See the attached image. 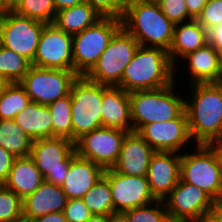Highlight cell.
Returning <instances> with one entry per match:
<instances>
[{"mask_svg": "<svg viewBox=\"0 0 222 222\" xmlns=\"http://www.w3.org/2000/svg\"><path fill=\"white\" fill-rule=\"evenodd\" d=\"M191 100L185 99V111L193 143L207 144L222 138V83L190 85Z\"/></svg>", "mask_w": 222, "mask_h": 222, "instance_id": "cell-1", "label": "cell"}, {"mask_svg": "<svg viewBox=\"0 0 222 222\" xmlns=\"http://www.w3.org/2000/svg\"><path fill=\"white\" fill-rule=\"evenodd\" d=\"M121 22L140 46L169 51L175 24L162 13L158 3L127 0Z\"/></svg>", "mask_w": 222, "mask_h": 222, "instance_id": "cell-2", "label": "cell"}, {"mask_svg": "<svg viewBox=\"0 0 222 222\" xmlns=\"http://www.w3.org/2000/svg\"><path fill=\"white\" fill-rule=\"evenodd\" d=\"M175 70L168 51L139 46L117 86L128 93L160 89L176 80Z\"/></svg>", "mask_w": 222, "mask_h": 222, "instance_id": "cell-3", "label": "cell"}, {"mask_svg": "<svg viewBox=\"0 0 222 222\" xmlns=\"http://www.w3.org/2000/svg\"><path fill=\"white\" fill-rule=\"evenodd\" d=\"M175 83L160 89L129 93L132 132L146 124L178 118L185 111V98L177 95Z\"/></svg>", "mask_w": 222, "mask_h": 222, "instance_id": "cell-4", "label": "cell"}, {"mask_svg": "<svg viewBox=\"0 0 222 222\" xmlns=\"http://www.w3.org/2000/svg\"><path fill=\"white\" fill-rule=\"evenodd\" d=\"M72 110V141L102 127V84L78 75L70 90Z\"/></svg>", "mask_w": 222, "mask_h": 222, "instance_id": "cell-5", "label": "cell"}, {"mask_svg": "<svg viewBox=\"0 0 222 222\" xmlns=\"http://www.w3.org/2000/svg\"><path fill=\"white\" fill-rule=\"evenodd\" d=\"M121 28V19L102 17L94 25L73 35V71L77 75H86Z\"/></svg>", "mask_w": 222, "mask_h": 222, "instance_id": "cell-6", "label": "cell"}, {"mask_svg": "<svg viewBox=\"0 0 222 222\" xmlns=\"http://www.w3.org/2000/svg\"><path fill=\"white\" fill-rule=\"evenodd\" d=\"M139 46L138 41L121 28L85 76L99 84L117 86Z\"/></svg>", "mask_w": 222, "mask_h": 222, "instance_id": "cell-7", "label": "cell"}, {"mask_svg": "<svg viewBox=\"0 0 222 222\" xmlns=\"http://www.w3.org/2000/svg\"><path fill=\"white\" fill-rule=\"evenodd\" d=\"M195 152L181 154L180 180L206 192L213 200L222 197V172L215 155L205 144H196Z\"/></svg>", "mask_w": 222, "mask_h": 222, "instance_id": "cell-8", "label": "cell"}, {"mask_svg": "<svg viewBox=\"0 0 222 222\" xmlns=\"http://www.w3.org/2000/svg\"><path fill=\"white\" fill-rule=\"evenodd\" d=\"M76 155L75 143L62 137L33 140L30 157L43 175L44 181L62 186Z\"/></svg>", "mask_w": 222, "mask_h": 222, "instance_id": "cell-9", "label": "cell"}, {"mask_svg": "<svg viewBox=\"0 0 222 222\" xmlns=\"http://www.w3.org/2000/svg\"><path fill=\"white\" fill-rule=\"evenodd\" d=\"M46 23L17 14L11 8L0 10L1 44L33 63Z\"/></svg>", "mask_w": 222, "mask_h": 222, "instance_id": "cell-10", "label": "cell"}, {"mask_svg": "<svg viewBox=\"0 0 222 222\" xmlns=\"http://www.w3.org/2000/svg\"><path fill=\"white\" fill-rule=\"evenodd\" d=\"M78 75L74 71L31 66L19 82L32 102L49 105L70 94Z\"/></svg>", "mask_w": 222, "mask_h": 222, "instance_id": "cell-11", "label": "cell"}, {"mask_svg": "<svg viewBox=\"0 0 222 222\" xmlns=\"http://www.w3.org/2000/svg\"><path fill=\"white\" fill-rule=\"evenodd\" d=\"M163 201L171 222H207L213 199L200 188L179 180Z\"/></svg>", "mask_w": 222, "mask_h": 222, "instance_id": "cell-12", "label": "cell"}, {"mask_svg": "<svg viewBox=\"0 0 222 222\" xmlns=\"http://www.w3.org/2000/svg\"><path fill=\"white\" fill-rule=\"evenodd\" d=\"M127 133L109 127L94 129L75 142L76 154L104 170L111 169L119 159L121 144Z\"/></svg>", "mask_w": 222, "mask_h": 222, "instance_id": "cell-13", "label": "cell"}, {"mask_svg": "<svg viewBox=\"0 0 222 222\" xmlns=\"http://www.w3.org/2000/svg\"><path fill=\"white\" fill-rule=\"evenodd\" d=\"M103 176L111 189L115 213L149 205L156 201L151 193L146 176H129L106 169Z\"/></svg>", "mask_w": 222, "mask_h": 222, "instance_id": "cell-14", "label": "cell"}, {"mask_svg": "<svg viewBox=\"0 0 222 222\" xmlns=\"http://www.w3.org/2000/svg\"><path fill=\"white\" fill-rule=\"evenodd\" d=\"M73 36L53 23L42 30L33 66L73 71Z\"/></svg>", "mask_w": 222, "mask_h": 222, "instance_id": "cell-15", "label": "cell"}, {"mask_svg": "<svg viewBox=\"0 0 222 222\" xmlns=\"http://www.w3.org/2000/svg\"><path fill=\"white\" fill-rule=\"evenodd\" d=\"M137 133L156 151V152H178L188 148L191 135L188 127L186 111L178 118L166 122H153L143 125ZM189 141V142H188ZM185 147V148H183Z\"/></svg>", "mask_w": 222, "mask_h": 222, "instance_id": "cell-16", "label": "cell"}, {"mask_svg": "<svg viewBox=\"0 0 222 222\" xmlns=\"http://www.w3.org/2000/svg\"><path fill=\"white\" fill-rule=\"evenodd\" d=\"M180 163L178 152H155L152 155L146 177L156 200L163 201L179 182Z\"/></svg>", "mask_w": 222, "mask_h": 222, "instance_id": "cell-17", "label": "cell"}, {"mask_svg": "<svg viewBox=\"0 0 222 222\" xmlns=\"http://www.w3.org/2000/svg\"><path fill=\"white\" fill-rule=\"evenodd\" d=\"M155 152L137 132L127 133L113 169L129 176H147L150 159Z\"/></svg>", "mask_w": 222, "mask_h": 222, "instance_id": "cell-18", "label": "cell"}, {"mask_svg": "<svg viewBox=\"0 0 222 222\" xmlns=\"http://www.w3.org/2000/svg\"><path fill=\"white\" fill-rule=\"evenodd\" d=\"M102 127L132 132L129 93L118 86L102 84Z\"/></svg>", "mask_w": 222, "mask_h": 222, "instance_id": "cell-19", "label": "cell"}, {"mask_svg": "<svg viewBox=\"0 0 222 222\" xmlns=\"http://www.w3.org/2000/svg\"><path fill=\"white\" fill-rule=\"evenodd\" d=\"M67 200L61 186L44 181L22 200V218L28 222L48 213L61 212Z\"/></svg>", "mask_w": 222, "mask_h": 222, "instance_id": "cell-20", "label": "cell"}, {"mask_svg": "<svg viewBox=\"0 0 222 222\" xmlns=\"http://www.w3.org/2000/svg\"><path fill=\"white\" fill-rule=\"evenodd\" d=\"M104 171L101 166L76 154L70 161L68 175L61 186L67 199H82L103 177Z\"/></svg>", "mask_w": 222, "mask_h": 222, "instance_id": "cell-21", "label": "cell"}, {"mask_svg": "<svg viewBox=\"0 0 222 222\" xmlns=\"http://www.w3.org/2000/svg\"><path fill=\"white\" fill-rule=\"evenodd\" d=\"M207 43L208 31L197 19L175 24L173 40L168 51L172 64L178 68L180 59Z\"/></svg>", "mask_w": 222, "mask_h": 222, "instance_id": "cell-22", "label": "cell"}, {"mask_svg": "<svg viewBox=\"0 0 222 222\" xmlns=\"http://www.w3.org/2000/svg\"><path fill=\"white\" fill-rule=\"evenodd\" d=\"M187 62L190 84L216 83L221 75V55L209 43L182 58Z\"/></svg>", "mask_w": 222, "mask_h": 222, "instance_id": "cell-23", "label": "cell"}, {"mask_svg": "<svg viewBox=\"0 0 222 222\" xmlns=\"http://www.w3.org/2000/svg\"><path fill=\"white\" fill-rule=\"evenodd\" d=\"M44 182L34 160L28 157L15 158L4 186L16 193L22 200L32 194Z\"/></svg>", "mask_w": 222, "mask_h": 222, "instance_id": "cell-24", "label": "cell"}, {"mask_svg": "<svg viewBox=\"0 0 222 222\" xmlns=\"http://www.w3.org/2000/svg\"><path fill=\"white\" fill-rule=\"evenodd\" d=\"M13 120L32 140L53 137V120L47 105L31 101Z\"/></svg>", "mask_w": 222, "mask_h": 222, "instance_id": "cell-25", "label": "cell"}, {"mask_svg": "<svg viewBox=\"0 0 222 222\" xmlns=\"http://www.w3.org/2000/svg\"><path fill=\"white\" fill-rule=\"evenodd\" d=\"M102 17L92 6L83 1L76 6L57 11L53 24L73 36L94 25Z\"/></svg>", "mask_w": 222, "mask_h": 222, "instance_id": "cell-26", "label": "cell"}, {"mask_svg": "<svg viewBox=\"0 0 222 222\" xmlns=\"http://www.w3.org/2000/svg\"><path fill=\"white\" fill-rule=\"evenodd\" d=\"M33 140L14 120L0 119V147L15 158L28 157L31 154Z\"/></svg>", "mask_w": 222, "mask_h": 222, "instance_id": "cell-27", "label": "cell"}, {"mask_svg": "<svg viewBox=\"0 0 222 222\" xmlns=\"http://www.w3.org/2000/svg\"><path fill=\"white\" fill-rule=\"evenodd\" d=\"M31 102L20 83H9L0 95V119L13 120Z\"/></svg>", "mask_w": 222, "mask_h": 222, "instance_id": "cell-28", "label": "cell"}, {"mask_svg": "<svg viewBox=\"0 0 222 222\" xmlns=\"http://www.w3.org/2000/svg\"><path fill=\"white\" fill-rule=\"evenodd\" d=\"M82 200L93 215L116 214L109 182L104 176L86 192Z\"/></svg>", "mask_w": 222, "mask_h": 222, "instance_id": "cell-29", "label": "cell"}, {"mask_svg": "<svg viewBox=\"0 0 222 222\" xmlns=\"http://www.w3.org/2000/svg\"><path fill=\"white\" fill-rule=\"evenodd\" d=\"M32 63L4 46L0 47V76L9 83H19L28 73Z\"/></svg>", "mask_w": 222, "mask_h": 222, "instance_id": "cell-30", "label": "cell"}, {"mask_svg": "<svg viewBox=\"0 0 222 222\" xmlns=\"http://www.w3.org/2000/svg\"><path fill=\"white\" fill-rule=\"evenodd\" d=\"M47 106L53 120V137H62L72 141L71 95L57 99Z\"/></svg>", "mask_w": 222, "mask_h": 222, "instance_id": "cell-31", "label": "cell"}, {"mask_svg": "<svg viewBox=\"0 0 222 222\" xmlns=\"http://www.w3.org/2000/svg\"><path fill=\"white\" fill-rule=\"evenodd\" d=\"M11 9L19 15L52 24L56 15L54 0H16Z\"/></svg>", "mask_w": 222, "mask_h": 222, "instance_id": "cell-32", "label": "cell"}, {"mask_svg": "<svg viewBox=\"0 0 222 222\" xmlns=\"http://www.w3.org/2000/svg\"><path fill=\"white\" fill-rule=\"evenodd\" d=\"M128 222H171L164 201L155 202L122 213Z\"/></svg>", "mask_w": 222, "mask_h": 222, "instance_id": "cell-33", "label": "cell"}, {"mask_svg": "<svg viewBox=\"0 0 222 222\" xmlns=\"http://www.w3.org/2000/svg\"><path fill=\"white\" fill-rule=\"evenodd\" d=\"M22 218V199L12 190L0 185V222H15Z\"/></svg>", "mask_w": 222, "mask_h": 222, "instance_id": "cell-34", "label": "cell"}, {"mask_svg": "<svg viewBox=\"0 0 222 222\" xmlns=\"http://www.w3.org/2000/svg\"><path fill=\"white\" fill-rule=\"evenodd\" d=\"M158 5L162 13L174 24L193 20L188 13L185 0H162Z\"/></svg>", "mask_w": 222, "mask_h": 222, "instance_id": "cell-35", "label": "cell"}, {"mask_svg": "<svg viewBox=\"0 0 222 222\" xmlns=\"http://www.w3.org/2000/svg\"><path fill=\"white\" fill-rule=\"evenodd\" d=\"M197 20L207 31L221 24L222 0H208Z\"/></svg>", "mask_w": 222, "mask_h": 222, "instance_id": "cell-36", "label": "cell"}, {"mask_svg": "<svg viewBox=\"0 0 222 222\" xmlns=\"http://www.w3.org/2000/svg\"><path fill=\"white\" fill-rule=\"evenodd\" d=\"M103 17H116L121 19L127 0H84Z\"/></svg>", "mask_w": 222, "mask_h": 222, "instance_id": "cell-37", "label": "cell"}, {"mask_svg": "<svg viewBox=\"0 0 222 222\" xmlns=\"http://www.w3.org/2000/svg\"><path fill=\"white\" fill-rule=\"evenodd\" d=\"M63 213L67 222H86L93 215L81 198L68 199Z\"/></svg>", "mask_w": 222, "mask_h": 222, "instance_id": "cell-38", "label": "cell"}, {"mask_svg": "<svg viewBox=\"0 0 222 222\" xmlns=\"http://www.w3.org/2000/svg\"><path fill=\"white\" fill-rule=\"evenodd\" d=\"M14 159L11 153L0 147V185L7 181Z\"/></svg>", "mask_w": 222, "mask_h": 222, "instance_id": "cell-39", "label": "cell"}, {"mask_svg": "<svg viewBox=\"0 0 222 222\" xmlns=\"http://www.w3.org/2000/svg\"><path fill=\"white\" fill-rule=\"evenodd\" d=\"M208 43L222 56V23L208 31Z\"/></svg>", "mask_w": 222, "mask_h": 222, "instance_id": "cell-40", "label": "cell"}, {"mask_svg": "<svg viewBox=\"0 0 222 222\" xmlns=\"http://www.w3.org/2000/svg\"><path fill=\"white\" fill-rule=\"evenodd\" d=\"M208 0H185L188 13L193 19H198Z\"/></svg>", "mask_w": 222, "mask_h": 222, "instance_id": "cell-41", "label": "cell"}, {"mask_svg": "<svg viewBox=\"0 0 222 222\" xmlns=\"http://www.w3.org/2000/svg\"><path fill=\"white\" fill-rule=\"evenodd\" d=\"M207 222H222V197L213 200Z\"/></svg>", "mask_w": 222, "mask_h": 222, "instance_id": "cell-42", "label": "cell"}, {"mask_svg": "<svg viewBox=\"0 0 222 222\" xmlns=\"http://www.w3.org/2000/svg\"><path fill=\"white\" fill-rule=\"evenodd\" d=\"M28 222H67L63 211L48 213L44 216L29 220Z\"/></svg>", "mask_w": 222, "mask_h": 222, "instance_id": "cell-43", "label": "cell"}, {"mask_svg": "<svg viewBox=\"0 0 222 222\" xmlns=\"http://www.w3.org/2000/svg\"><path fill=\"white\" fill-rule=\"evenodd\" d=\"M206 145L211 149V151L215 155L218 166L222 172V138L210 141Z\"/></svg>", "mask_w": 222, "mask_h": 222, "instance_id": "cell-44", "label": "cell"}, {"mask_svg": "<svg viewBox=\"0 0 222 222\" xmlns=\"http://www.w3.org/2000/svg\"><path fill=\"white\" fill-rule=\"evenodd\" d=\"M84 0H54L56 12L62 9L70 8L82 3Z\"/></svg>", "mask_w": 222, "mask_h": 222, "instance_id": "cell-45", "label": "cell"}, {"mask_svg": "<svg viewBox=\"0 0 222 222\" xmlns=\"http://www.w3.org/2000/svg\"><path fill=\"white\" fill-rule=\"evenodd\" d=\"M113 214H105V215H92L86 222H110V217Z\"/></svg>", "mask_w": 222, "mask_h": 222, "instance_id": "cell-46", "label": "cell"}, {"mask_svg": "<svg viewBox=\"0 0 222 222\" xmlns=\"http://www.w3.org/2000/svg\"><path fill=\"white\" fill-rule=\"evenodd\" d=\"M110 222H128V221L122 213H116L110 217Z\"/></svg>", "mask_w": 222, "mask_h": 222, "instance_id": "cell-47", "label": "cell"}, {"mask_svg": "<svg viewBox=\"0 0 222 222\" xmlns=\"http://www.w3.org/2000/svg\"><path fill=\"white\" fill-rule=\"evenodd\" d=\"M15 2L16 0H0V10L11 8Z\"/></svg>", "mask_w": 222, "mask_h": 222, "instance_id": "cell-48", "label": "cell"}, {"mask_svg": "<svg viewBox=\"0 0 222 222\" xmlns=\"http://www.w3.org/2000/svg\"><path fill=\"white\" fill-rule=\"evenodd\" d=\"M9 84L2 76H0V95L3 93L5 87Z\"/></svg>", "mask_w": 222, "mask_h": 222, "instance_id": "cell-49", "label": "cell"}, {"mask_svg": "<svg viewBox=\"0 0 222 222\" xmlns=\"http://www.w3.org/2000/svg\"><path fill=\"white\" fill-rule=\"evenodd\" d=\"M144 1L153 2V3H159V2L162 1V0H144Z\"/></svg>", "mask_w": 222, "mask_h": 222, "instance_id": "cell-50", "label": "cell"}, {"mask_svg": "<svg viewBox=\"0 0 222 222\" xmlns=\"http://www.w3.org/2000/svg\"><path fill=\"white\" fill-rule=\"evenodd\" d=\"M220 83H222V56H221V75H220V80H219Z\"/></svg>", "mask_w": 222, "mask_h": 222, "instance_id": "cell-51", "label": "cell"}, {"mask_svg": "<svg viewBox=\"0 0 222 222\" xmlns=\"http://www.w3.org/2000/svg\"><path fill=\"white\" fill-rule=\"evenodd\" d=\"M15 222H27V221L24 219H21V220L15 221Z\"/></svg>", "mask_w": 222, "mask_h": 222, "instance_id": "cell-52", "label": "cell"}]
</instances>
